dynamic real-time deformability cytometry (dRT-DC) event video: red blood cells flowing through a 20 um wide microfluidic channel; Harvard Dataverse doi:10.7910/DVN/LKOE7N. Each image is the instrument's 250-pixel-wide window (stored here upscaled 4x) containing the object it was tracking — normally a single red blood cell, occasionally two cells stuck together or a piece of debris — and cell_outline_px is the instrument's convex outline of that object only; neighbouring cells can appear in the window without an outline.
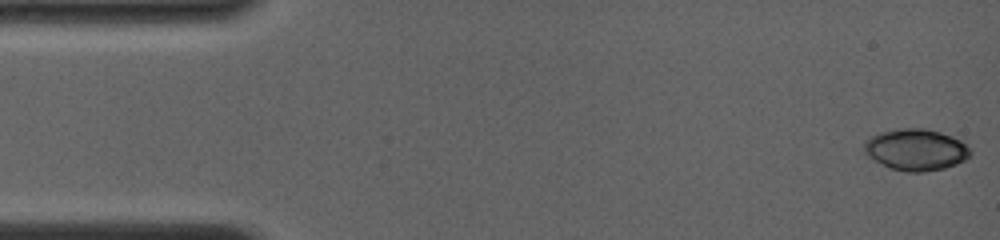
{"species": "common noctule bat (a hibernating species)", "species_latin": "Nyctalus noctula", "temperature_condition": "room temperature", "stored_images_in_passage": 62, "camera_frame_rate_fps": 4000, "um_per_image_px": 0.085, "animal": {"sex": "female", "body_mass_g": 19.0, "forearm_length_mm": 56.7}, "frame": {"image": 1, "passage_image": 1, "time_ms": 0.0, "image_size_px": [1000, 240], "cell_outline_px": [[972, 156], [956, 164], [944, 168], [924, 172], [904, 172], [892, 168], [868, 156], [864, 152], [864, 140], [880, 132], [900, 128], [924, 128], [940, 132], [952, 136], [960, 140], [972, 152]], "centroid_in_image_um": [77.86, 12.72], "position_along_channel_um": 7.1, "area_um2": 25.61}}
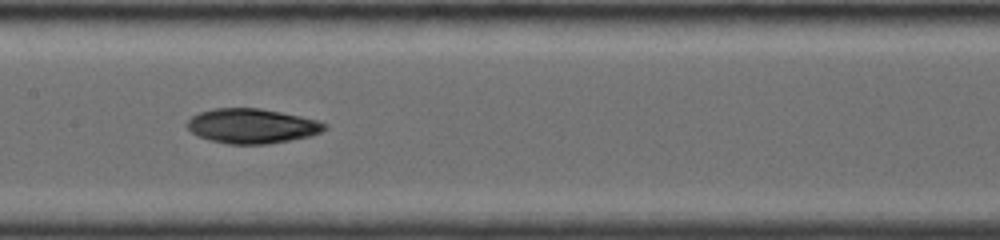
{"frame": {"image": 2, "passage_image": 42, "time_ms": 7.5, "image_size_px": [1000, 240], "cell_outline_px": [[328, 128], [312, 136], [268, 144], [228, 144], [208, 140], [192, 132], [188, 128], [188, 120], [192, 116], [200, 112], [212, 108], [260, 108], [300, 116], [316, 120], [328, 124]], "centroid_in_image_um": [21.44, 10.71], "position_along_channel_um": 186.0, "area_um2": 27.8}}
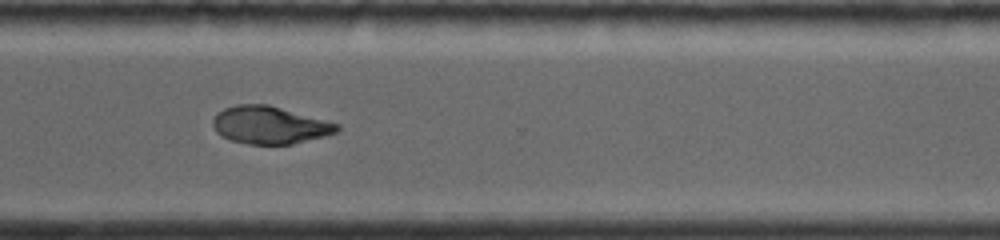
{"frame": {"image": 3, "passage_image": 61, "time_ms": 11.5, "image_size_px": [1000, 240], "cell_outline_px": [[340, 128], [336, 132], [324, 136], [292, 144], [248, 144], [232, 140], [220, 136], [216, 132], [212, 124], [212, 120], [216, 112], [224, 108], [236, 104], [268, 104], [340, 124]], "centroid_in_image_um": [22.88, 10.62], "position_along_channel_um": 347.7, "area_um2": 27.22}}